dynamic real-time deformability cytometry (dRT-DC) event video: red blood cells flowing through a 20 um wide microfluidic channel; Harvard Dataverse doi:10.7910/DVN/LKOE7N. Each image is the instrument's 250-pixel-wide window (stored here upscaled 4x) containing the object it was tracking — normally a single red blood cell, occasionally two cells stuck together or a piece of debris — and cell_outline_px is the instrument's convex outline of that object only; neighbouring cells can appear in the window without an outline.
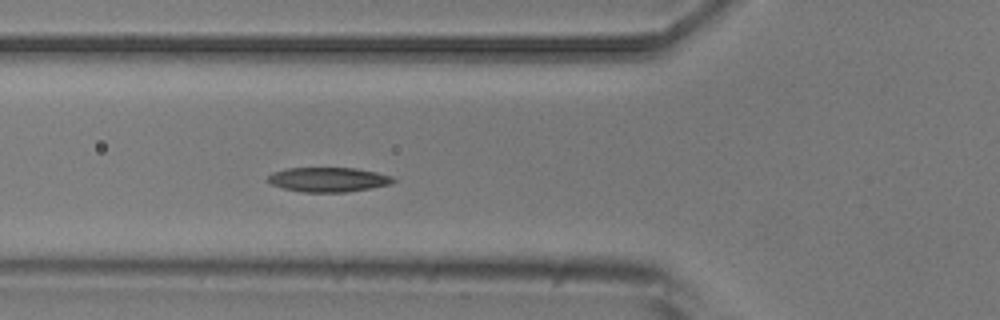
{"species": "common noctule bat (a hibernating species)", "species_latin": "Nyctalus noctula", "temperature_condition": "room temperature", "stored_images_in_passage": 4, "camera_frame_rate_fps": 3000, "um_per_image_px": 0.085, "animal": {"sex": "male", "body_mass_g": 20.5, "forearm_length_mm": 52.5}, "frame": {"image": 1, "passage_image": 4, "time_ms": 4.0, "image_size_px": [1000, 320], "cell_outline_px": [[396, 180], [388, 184], [368, 188], [344, 192], [300, 192], [284, 188], [272, 184], [264, 180], [272, 172], [288, 168], [356, 168], [376, 172], [392, 176]], "centroid_in_image_um": [27.84, 15.26], "position_along_channel_um": 98.0, "area_um2": 17.8}}